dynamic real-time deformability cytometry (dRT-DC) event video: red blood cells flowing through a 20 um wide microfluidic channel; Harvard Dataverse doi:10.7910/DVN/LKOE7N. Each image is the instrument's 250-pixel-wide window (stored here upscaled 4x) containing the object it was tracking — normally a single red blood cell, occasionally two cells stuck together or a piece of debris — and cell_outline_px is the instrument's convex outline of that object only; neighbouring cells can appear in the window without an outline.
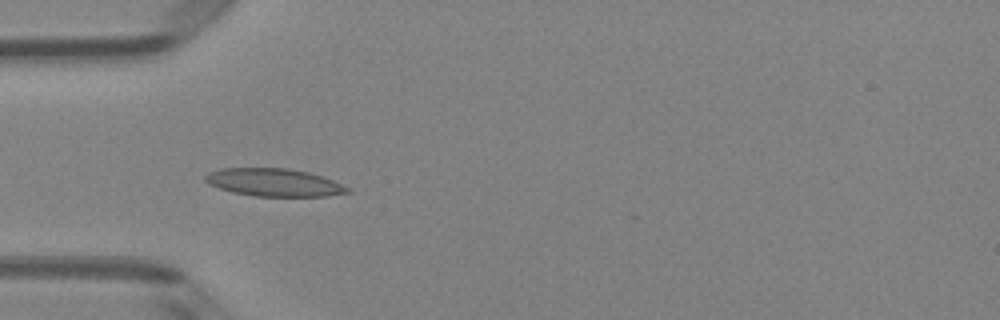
{"species": "Egyptian fruit bat (a non-hibernating species)", "species_latin": "Rousettus aegyptiacus", "temperature_condition": "room temperature", "stored_images_in_passage": 5, "camera_frame_rate_fps": 3000, "um_per_image_px": 0.085, "animal": {"sex": "female"}, "frame": {"image": 1, "passage_image": 4, "time_ms": 1.0, "image_size_px": [1000, 320], "cell_outline_px": [[352, 192], [328, 196], [256, 196], [232, 192], [208, 184], [204, 180], [204, 176], [208, 172], [220, 168], [288, 168], [308, 172], [332, 180], [352, 188]], "centroid_in_image_um": [23.3, 15.51], "position_along_channel_um": 61.7, "area_um2": 23.12}}
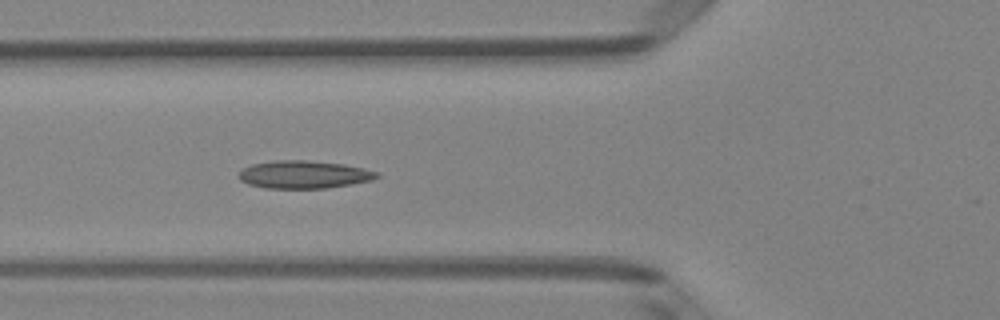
{"frame": {"image": 2, "passage_image": 5, "time_ms": 1.333, "image_size_px": [1000, 320], "cell_outline_px": [[380, 176], [372, 180], [328, 188], [264, 188], [248, 184], [240, 180], [236, 176], [244, 168], [252, 164], [276, 160], [304, 160], [344, 164], [364, 168], [380, 172]], "centroid_in_image_um": [25.84, 14.83], "position_along_channel_um": 100.0, "area_um2": 22.43}}